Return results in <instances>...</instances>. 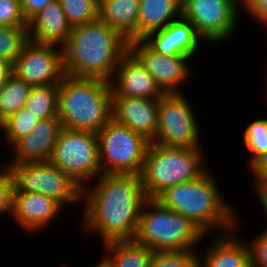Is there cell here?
Masks as SVG:
<instances>
[{
    "instance_id": "cell-36",
    "label": "cell",
    "mask_w": 267,
    "mask_h": 267,
    "mask_svg": "<svg viewBox=\"0 0 267 267\" xmlns=\"http://www.w3.org/2000/svg\"><path fill=\"white\" fill-rule=\"evenodd\" d=\"M256 181L254 185L256 187L257 196H259L260 204L263 209H267V174H254Z\"/></svg>"
},
{
    "instance_id": "cell-31",
    "label": "cell",
    "mask_w": 267,
    "mask_h": 267,
    "mask_svg": "<svg viewBox=\"0 0 267 267\" xmlns=\"http://www.w3.org/2000/svg\"><path fill=\"white\" fill-rule=\"evenodd\" d=\"M0 26L28 27L20 0H0Z\"/></svg>"
},
{
    "instance_id": "cell-6",
    "label": "cell",
    "mask_w": 267,
    "mask_h": 267,
    "mask_svg": "<svg viewBox=\"0 0 267 267\" xmlns=\"http://www.w3.org/2000/svg\"><path fill=\"white\" fill-rule=\"evenodd\" d=\"M200 148L168 147L150 142L140 174L147 198H156L166 188L189 182L202 176ZM205 168V169H204Z\"/></svg>"
},
{
    "instance_id": "cell-18",
    "label": "cell",
    "mask_w": 267,
    "mask_h": 267,
    "mask_svg": "<svg viewBox=\"0 0 267 267\" xmlns=\"http://www.w3.org/2000/svg\"><path fill=\"white\" fill-rule=\"evenodd\" d=\"M62 208L53 198L39 193L13 192L11 214L27 232L45 228Z\"/></svg>"
},
{
    "instance_id": "cell-4",
    "label": "cell",
    "mask_w": 267,
    "mask_h": 267,
    "mask_svg": "<svg viewBox=\"0 0 267 267\" xmlns=\"http://www.w3.org/2000/svg\"><path fill=\"white\" fill-rule=\"evenodd\" d=\"M111 82L64 75L59 83L57 117L64 129L97 133L112 119Z\"/></svg>"
},
{
    "instance_id": "cell-24",
    "label": "cell",
    "mask_w": 267,
    "mask_h": 267,
    "mask_svg": "<svg viewBox=\"0 0 267 267\" xmlns=\"http://www.w3.org/2000/svg\"><path fill=\"white\" fill-rule=\"evenodd\" d=\"M59 84L32 87L25 108L40 120L57 116Z\"/></svg>"
},
{
    "instance_id": "cell-9",
    "label": "cell",
    "mask_w": 267,
    "mask_h": 267,
    "mask_svg": "<svg viewBox=\"0 0 267 267\" xmlns=\"http://www.w3.org/2000/svg\"><path fill=\"white\" fill-rule=\"evenodd\" d=\"M4 166L12 173L13 192L39 193L62 206L82 198L80 185L50 161Z\"/></svg>"
},
{
    "instance_id": "cell-10",
    "label": "cell",
    "mask_w": 267,
    "mask_h": 267,
    "mask_svg": "<svg viewBox=\"0 0 267 267\" xmlns=\"http://www.w3.org/2000/svg\"><path fill=\"white\" fill-rule=\"evenodd\" d=\"M183 93H165L158 100V127L155 139L158 145L181 148H199V127L194 111Z\"/></svg>"
},
{
    "instance_id": "cell-20",
    "label": "cell",
    "mask_w": 267,
    "mask_h": 267,
    "mask_svg": "<svg viewBox=\"0 0 267 267\" xmlns=\"http://www.w3.org/2000/svg\"><path fill=\"white\" fill-rule=\"evenodd\" d=\"M140 0H99V19L128 42L138 40Z\"/></svg>"
},
{
    "instance_id": "cell-25",
    "label": "cell",
    "mask_w": 267,
    "mask_h": 267,
    "mask_svg": "<svg viewBox=\"0 0 267 267\" xmlns=\"http://www.w3.org/2000/svg\"><path fill=\"white\" fill-rule=\"evenodd\" d=\"M31 86L13 74L0 91V124L11 114L25 107Z\"/></svg>"
},
{
    "instance_id": "cell-19",
    "label": "cell",
    "mask_w": 267,
    "mask_h": 267,
    "mask_svg": "<svg viewBox=\"0 0 267 267\" xmlns=\"http://www.w3.org/2000/svg\"><path fill=\"white\" fill-rule=\"evenodd\" d=\"M72 28L59 1L54 0L28 21V36L35 43L62 47Z\"/></svg>"
},
{
    "instance_id": "cell-1",
    "label": "cell",
    "mask_w": 267,
    "mask_h": 267,
    "mask_svg": "<svg viewBox=\"0 0 267 267\" xmlns=\"http://www.w3.org/2000/svg\"><path fill=\"white\" fill-rule=\"evenodd\" d=\"M97 178L91 189L82 188V197L86 200L83 213L85 230L96 231L103 244L134 240L141 209L147 199L141 177L102 173Z\"/></svg>"
},
{
    "instance_id": "cell-21",
    "label": "cell",
    "mask_w": 267,
    "mask_h": 267,
    "mask_svg": "<svg viewBox=\"0 0 267 267\" xmlns=\"http://www.w3.org/2000/svg\"><path fill=\"white\" fill-rule=\"evenodd\" d=\"M233 234L229 231L216 236L201 261L204 267H248L251 264L249 245Z\"/></svg>"
},
{
    "instance_id": "cell-35",
    "label": "cell",
    "mask_w": 267,
    "mask_h": 267,
    "mask_svg": "<svg viewBox=\"0 0 267 267\" xmlns=\"http://www.w3.org/2000/svg\"><path fill=\"white\" fill-rule=\"evenodd\" d=\"M246 9L267 26V0H249Z\"/></svg>"
},
{
    "instance_id": "cell-30",
    "label": "cell",
    "mask_w": 267,
    "mask_h": 267,
    "mask_svg": "<svg viewBox=\"0 0 267 267\" xmlns=\"http://www.w3.org/2000/svg\"><path fill=\"white\" fill-rule=\"evenodd\" d=\"M198 257L194 250L153 252L149 267H190Z\"/></svg>"
},
{
    "instance_id": "cell-32",
    "label": "cell",
    "mask_w": 267,
    "mask_h": 267,
    "mask_svg": "<svg viewBox=\"0 0 267 267\" xmlns=\"http://www.w3.org/2000/svg\"><path fill=\"white\" fill-rule=\"evenodd\" d=\"M5 167L0 172V214L12 213L14 181L10 169Z\"/></svg>"
},
{
    "instance_id": "cell-23",
    "label": "cell",
    "mask_w": 267,
    "mask_h": 267,
    "mask_svg": "<svg viewBox=\"0 0 267 267\" xmlns=\"http://www.w3.org/2000/svg\"><path fill=\"white\" fill-rule=\"evenodd\" d=\"M103 245L109 255L101 261L106 267H149L153 251L135 240L110 241Z\"/></svg>"
},
{
    "instance_id": "cell-33",
    "label": "cell",
    "mask_w": 267,
    "mask_h": 267,
    "mask_svg": "<svg viewBox=\"0 0 267 267\" xmlns=\"http://www.w3.org/2000/svg\"><path fill=\"white\" fill-rule=\"evenodd\" d=\"M249 241L251 264L255 267H267V232L264 230Z\"/></svg>"
},
{
    "instance_id": "cell-22",
    "label": "cell",
    "mask_w": 267,
    "mask_h": 267,
    "mask_svg": "<svg viewBox=\"0 0 267 267\" xmlns=\"http://www.w3.org/2000/svg\"><path fill=\"white\" fill-rule=\"evenodd\" d=\"M175 15L182 16V0H140L138 40L165 28Z\"/></svg>"
},
{
    "instance_id": "cell-28",
    "label": "cell",
    "mask_w": 267,
    "mask_h": 267,
    "mask_svg": "<svg viewBox=\"0 0 267 267\" xmlns=\"http://www.w3.org/2000/svg\"><path fill=\"white\" fill-rule=\"evenodd\" d=\"M72 27L99 19V0H58Z\"/></svg>"
},
{
    "instance_id": "cell-13",
    "label": "cell",
    "mask_w": 267,
    "mask_h": 267,
    "mask_svg": "<svg viewBox=\"0 0 267 267\" xmlns=\"http://www.w3.org/2000/svg\"><path fill=\"white\" fill-rule=\"evenodd\" d=\"M129 49L141 60L146 70L164 93H180L190 74L187 55H163L152 50L143 40L129 42Z\"/></svg>"
},
{
    "instance_id": "cell-37",
    "label": "cell",
    "mask_w": 267,
    "mask_h": 267,
    "mask_svg": "<svg viewBox=\"0 0 267 267\" xmlns=\"http://www.w3.org/2000/svg\"><path fill=\"white\" fill-rule=\"evenodd\" d=\"M12 74H13V64L4 58H0V91L3 89L6 80Z\"/></svg>"
},
{
    "instance_id": "cell-27",
    "label": "cell",
    "mask_w": 267,
    "mask_h": 267,
    "mask_svg": "<svg viewBox=\"0 0 267 267\" xmlns=\"http://www.w3.org/2000/svg\"><path fill=\"white\" fill-rule=\"evenodd\" d=\"M28 41V27L0 26V58L13 64Z\"/></svg>"
},
{
    "instance_id": "cell-14",
    "label": "cell",
    "mask_w": 267,
    "mask_h": 267,
    "mask_svg": "<svg viewBox=\"0 0 267 267\" xmlns=\"http://www.w3.org/2000/svg\"><path fill=\"white\" fill-rule=\"evenodd\" d=\"M111 86L113 97L159 100L165 94L146 70L145 65L130 49L121 57Z\"/></svg>"
},
{
    "instance_id": "cell-8",
    "label": "cell",
    "mask_w": 267,
    "mask_h": 267,
    "mask_svg": "<svg viewBox=\"0 0 267 267\" xmlns=\"http://www.w3.org/2000/svg\"><path fill=\"white\" fill-rule=\"evenodd\" d=\"M49 161L83 188L102 174L97 133L62 128Z\"/></svg>"
},
{
    "instance_id": "cell-3",
    "label": "cell",
    "mask_w": 267,
    "mask_h": 267,
    "mask_svg": "<svg viewBox=\"0 0 267 267\" xmlns=\"http://www.w3.org/2000/svg\"><path fill=\"white\" fill-rule=\"evenodd\" d=\"M212 176L208 169L195 180L166 188L155 199L189 218L206 235L214 227L224 229L222 233L232 231L237 226L234 209L223 199Z\"/></svg>"
},
{
    "instance_id": "cell-38",
    "label": "cell",
    "mask_w": 267,
    "mask_h": 267,
    "mask_svg": "<svg viewBox=\"0 0 267 267\" xmlns=\"http://www.w3.org/2000/svg\"><path fill=\"white\" fill-rule=\"evenodd\" d=\"M253 174H267V154L261 157L252 167Z\"/></svg>"
},
{
    "instance_id": "cell-29",
    "label": "cell",
    "mask_w": 267,
    "mask_h": 267,
    "mask_svg": "<svg viewBox=\"0 0 267 267\" xmlns=\"http://www.w3.org/2000/svg\"><path fill=\"white\" fill-rule=\"evenodd\" d=\"M244 145L251 154V168L261 157L267 154V119H257L247 125L244 131Z\"/></svg>"
},
{
    "instance_id": "cell-34",
    "label": "cell",
    "mask_w": 267,
    "mask_h": 267,
    "mask_svg": "<svg viewBox=\"0 0 267 267\" xmlns=\"http://www.w3.org/2000/svg\"><path fill=\"white\" fill-rule=\"evenodd\" d=\"M54 0H20L21 10L28 22L34 15L41 11L47 4Z\"/></svg>"
},
{
    "instance_id": "cell-2",
    "label": "cell",
    "mask_w": 267,
    "mask_h": 267,
    "mask_svg": "<svg viewBox=\"0 0 267 267\" xmlns=\"http://www.w3.org/2000/svg\"><path fill=\"white\" fill-rule=\"evenodd\" d=\"M128 49L129 42L100 19L76 25L62 46L64 74L111 82Z\"/></svg>"
},
{
    "instance_id": "cell-40",
    "label": "cell",
    "mask_w": 267,
    "mask_h": 267,
    "mask_svg": "<svg viewBox=\"0 0 267 267\" xmlns=\"http://www.w3.org/2000/svg\"><path fill=\"white\" fill-rule=\"evenodd\" d=\"M190 267H204L201 263L200 257H198V259Z\"/></svg>"
},
{
    "instance_id": "cell-11",
    "label": "cell",
    "mask_w": 267,
    "mask_h": 267,
    "mask_svg": "<svg viewBox=\"0 0 267 267\" xmlns=\"http://www.w3.org/2000/svg\"><path fill=\"white\" fill-rule=\"evenodd\" d=\"M239 9L228 0H182V16L206 42H220L233 34Z\"/></svg>"
},
{
    "instance_id": "cell-39",
    "label": "cell",
    "mask_w": 267,
    "mask_h": 267,
    "mask_svg": "<svg viewBox=\"0 0 267 267\" xmlns=\"http://www.w3.org/2000/svg\"><path fill=\"white\" fill-rule=\"evenodd\" d=\"M229 2H231L234 6H236L239 9V5L238 3H244L243 5L247 6L249 0H240V2H238L239 0H228Z\"/></svg>"
},
{
    "instance_id": "cell-41",
    "label": "cell",
    "mask_w": 267,
    "mask_h": 267,
    "mask_svg": "<svg viewBox=\"0 0 267 267\" xmlns=\"http://www.w3.org/2000/svg\"><path fill=\"white\" fill-rule=\"evenodd\" d=\"M95 267H106V266L102 262H100Z\"/></svg>"
},
{
    "instance_id": "cell-26",
    "label": "cell",
    "mask_w": 267,
    "mask_h": 267,
    "mask_svg": "<svg viewBox=\"0 0 267 267\" xmlns=\"http://www.w3.org/2000/svg\"><path fill=\"white\" fill-rule=\"evenodd\" d=\"M39 120L36 115L23 107L5 119L0 124V130L4 131L6 142L12 146L17 140L29 134Z\"/></svg>"
},
{
    "instance_id": "cell-17",
    "label": "cell",
    "mask_w": 267,
    "mask_h": 267,
    "mask_svg": "<svg viewBox=\"0 0 267 267\" xmlns=\"http://www.w3.org/2000/svg\"><path fill=\"white\" fill-rule=\"evenodd\" d=\"M142 40L157 53L192 57L198 50L199 40L203 39L191 22L181 16L165 28L149 33Z\"/></svg>"
},
{
    "instance_id": "cell-16",
    "label": "cell",
    "mask_w": 267,
    "mask_h": 267,
    "mask_svg": "<svg viewBox=\"0 0 267 267\" xmlns=\"http://www.w3.org/2000/svg\"><path fill=\"white\" fill-rule=\"evenodd\" d=\"M112 118L152 142L158 127V100L113 97Z\"/></svg>"
},
{
    "instance_id": "cell-7",
    "label": "cell",
    "mask_w": 267,
    "mask_h": 267,
    "mask_svg": "<svg viewBox=\"0 0 267 267\" xmlns=\"http://www.w3.org/2000/svg\"><path fill=\"white\" fill-rule=\"evenodd\" d=\"M97 138L102 173L140 176L151 141L113 118L97 132Z\"/></svg>"
},
{
    "instance_id": "cell-5",
    "label": "cell",
    "mask_w": 267,
    "mask_h": 267,
    "mask_svg": "<svg viewBox=\"0 0 267 267\" xmlns=\"http://www.w3.org/2000/svg\"><path fill=\"white\" fill-rule=\"evenodd\" d=\"M204 235L189 218L147 198L134 240L153 252L185 251L193 250Z\"/></svg>"
},
{
    "instance_id": "cell-15",
    "label": "cell",
    "mask_w": 267,
    "mask_h": 267,
    "mask_svg": "<svg viewBox=\"0 0 267 267\" xmlns=\"http://www.w3.org/2000/svg\"><path fill=\"white\" fill-rule=\"evenodd\" d=\"M62 129L59 118L39 120L32 131L13 145V157L7 165L47 162Z\"/></svg>"
},
{
    "instance_id": "cell-12",
    "label": "cell",
    "mask_w": 267,
    "mask_h": 267,
    "mask_svg": "<svg viewBox=\"0 0 267 267\" xmlns=\"http://www.w3.org/2000/svg\"><path fill=\"white\" fill-rule=\"evenodd\" d=\"M29 40L13 62V75L31 87L59 84L63 78L62 47Z\"/></svg>"
}]
</instances>
